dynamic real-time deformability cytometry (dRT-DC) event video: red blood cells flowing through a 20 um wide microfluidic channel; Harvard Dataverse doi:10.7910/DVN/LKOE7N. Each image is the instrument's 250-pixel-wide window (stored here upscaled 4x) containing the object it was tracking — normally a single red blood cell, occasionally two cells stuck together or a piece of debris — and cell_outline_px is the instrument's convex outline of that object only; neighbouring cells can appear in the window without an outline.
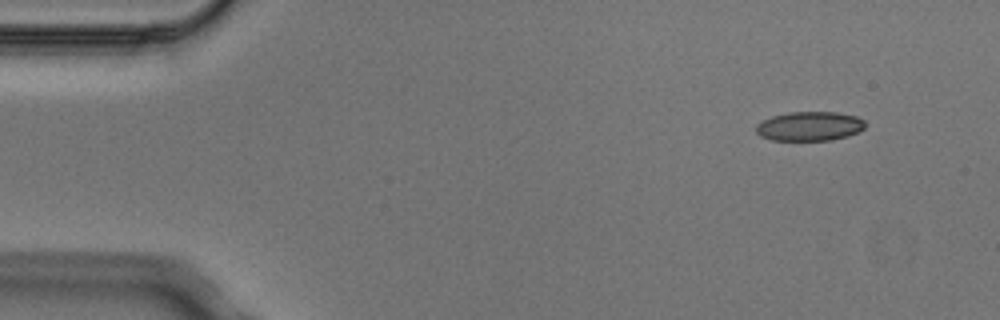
{"species": "Egyptian fruit bat (a non-hibernating species)", "species_latin": "Rousettus aegyptiacus", "temperature_condition": "cold", "stored_images_in_passage": 3, "camera_frame_rate_fps": 3000, "um_per_image_px": 0.085, "animal": {"sex": "male"}, "frame": {"image": 1, "passage_image": 1, "time_ms": 0.0, "image_size_px": [1000, 320], "cell_outline_px": [[864, 128], [860, 132], [848, 136], [832, 140], [772, 140], [760, 136], [756, 132], [756, 124], [772, 116], [788, 112], [836, 112], [856, 116], [864, 120]], "centroid_in_image_um": [68.82, 10.73], "position_along_channel_um": 16.2, "area_um2": 18.67}}
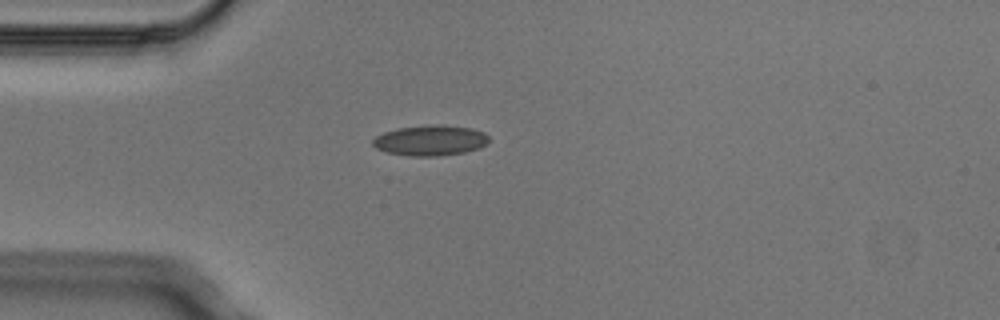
{"frame": {"image": 2, "passage_image": 3, "time_ms": 0.667, "image_size_px": [1000, 320], "cell_outline_px": [[488, 144], [480, 148], [464, 152], [436, 156], [408, 156], [384, 152], [376, 148], [372, 144], [372, 140], [376, 136], [384, 132], [396, 128], [440, 124], [472, 128], [484, 132], [488, 136]], "centroid_in_image_um": [36.57, 11.94], "position_along_channel_um": 48.4, "area_um2": 20.75}}